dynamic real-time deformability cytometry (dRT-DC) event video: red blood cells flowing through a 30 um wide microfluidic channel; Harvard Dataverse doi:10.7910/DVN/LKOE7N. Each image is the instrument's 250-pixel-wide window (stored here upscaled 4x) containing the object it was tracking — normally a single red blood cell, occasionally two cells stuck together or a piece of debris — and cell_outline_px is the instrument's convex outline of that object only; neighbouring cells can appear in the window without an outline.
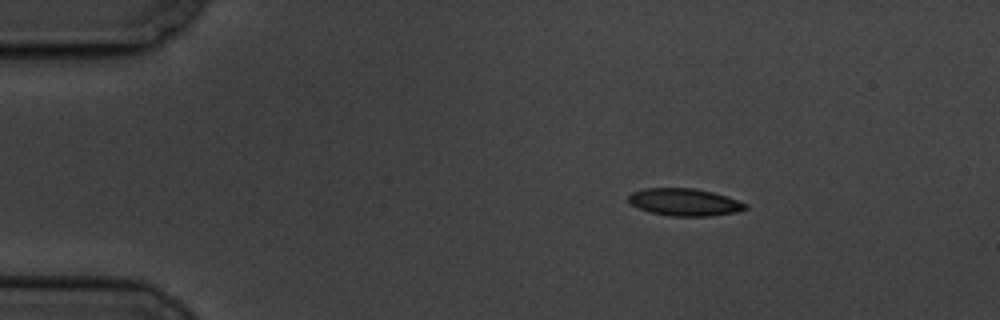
{"species": "common noctule bat (a hibernating species)", "species_latin": "Nyctalus noctula", "temperature_condition": "cold", "stored_images_in_passage": 4, "camera_frame_rate_fps": 3000, "um_per_image_px": 0.085, "animal": {"sex": "male", "body_mass_g": 19.5, "forearm_length_mm": 54.6}, "frame": {"image": 1, "passage_image": 1, "time_ms": 0.0, "image_size_px": [1000, 320], "cell_outline_px": [[748, 208], [736, 212], [712, 216], [668, 216], [652, 212], [640, 208], [632, 204], [628, 200], [628, 196], [632, 192], [644, 188], [696, 188], [712, 192], [748, 204]], "centroid_in_image_um": [58.19, 17.18], "position_along_channel_um": 26.8, "area_um2": 18.5}}
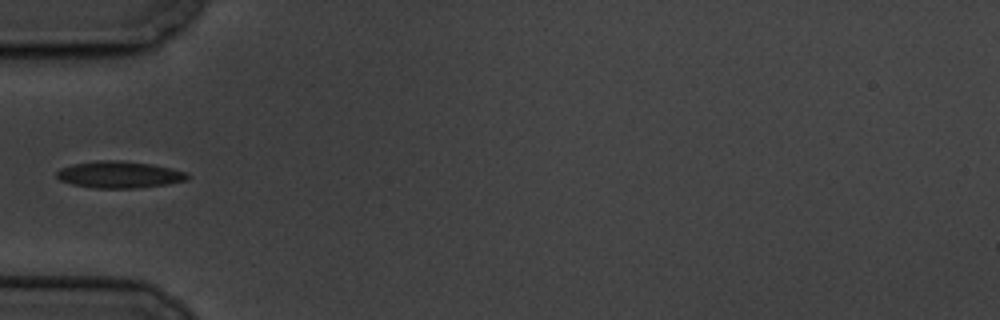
{"frame": {"image": 2, "passage_image": 4, "time_ms": 3.333, "image_size_px": [1000, 320], "cell_outline_px": [[192, 176], [188, 180], [168, 184], [136, 188], [92, 188], [72, 184], [60, 180], [56, 176], [56, 172], [60, 168], [72, 164], [96, 160], [120, 160], [152, 164], [172, 168], [188, 172]], "centroid_in_image_um": [10.18, 14.84], "position_along_channel_um": 74.8, "area_um2": 20.75}}